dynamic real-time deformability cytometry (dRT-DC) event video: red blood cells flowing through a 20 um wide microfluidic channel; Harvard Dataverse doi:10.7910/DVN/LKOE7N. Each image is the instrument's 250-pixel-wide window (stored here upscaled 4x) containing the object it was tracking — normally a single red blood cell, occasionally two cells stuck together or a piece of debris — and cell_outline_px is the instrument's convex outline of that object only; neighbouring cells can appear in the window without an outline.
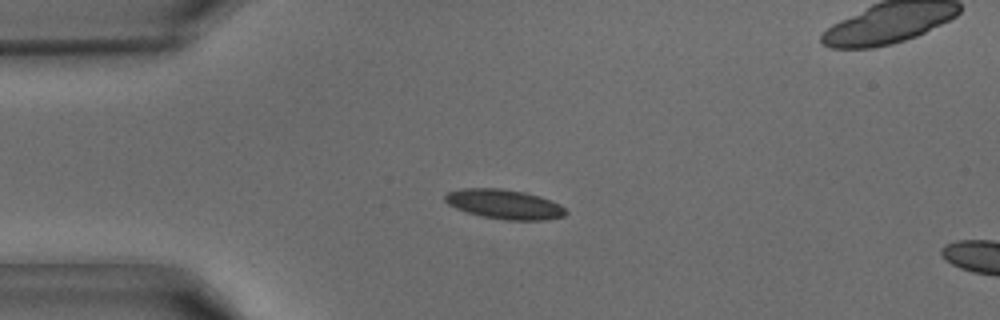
{"species": "common noctule bat (a hibernating species)", "species_latin": "Nyctalus noctula", "temperature_condition": "warm", "stored_images_in_passage": 13, "camera_frame_rate_fps": 3000, "um_per_image_px": 0.085, "animal": {"sex": "male", "body_mass_g": 15.6}, "frame": {"image": 1, "passage_image": 10, "time_ms": 3.0, "image_size_px": [1000, 320], "cell_outline_px": [[568, 212], [564, 216], [544, 220], [508, 220], [480, 216], [456, 208], [448, 204], [444, 200], [444, 196], [448, 192], [460, 188], [500, 188], [524, 192], [540, 196], [560, 204]], "centroid_in_image_um": [42.86, 17.35], "position_along_channel_um": 42.1, "area_um2": 20.81}}